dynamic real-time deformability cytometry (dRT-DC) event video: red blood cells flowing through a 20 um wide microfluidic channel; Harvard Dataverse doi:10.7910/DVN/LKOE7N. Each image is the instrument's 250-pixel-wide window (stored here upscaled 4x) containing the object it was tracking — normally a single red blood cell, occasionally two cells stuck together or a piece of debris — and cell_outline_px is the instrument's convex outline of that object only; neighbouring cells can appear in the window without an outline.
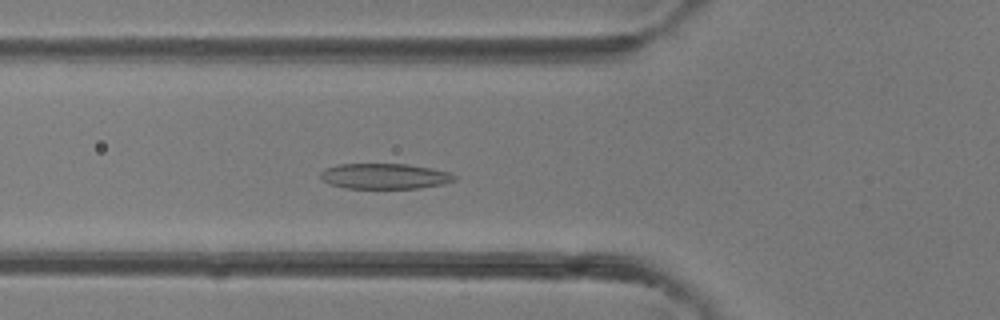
{"species": "common noctule bat (a hibernating species)", "species_latin": "Nyctalus noctula", "temperature_condition": "room temperature", "stored_images_in_passage": 39, "camera_frame_rate_fps": 3000, "um_per_image_px": 0.085, "animal": {"sex": "female"}, "frame": {"image": 1, "passage_image": 14, "time_ms": 4.333, "image_size_px": [1000, 320], "cell_outline_px": [[456, 180], [444, 184], [420, 188], [344, 188], [328, 184], [320, 180], [320, 172], [324, 168], [340, 164], [408, 164], [448, 172], [456, 176]], "centroid_in_image_um": [32.64, 14.98], "position_along_channel_um": 93.2, "area_um2": 20.0}}
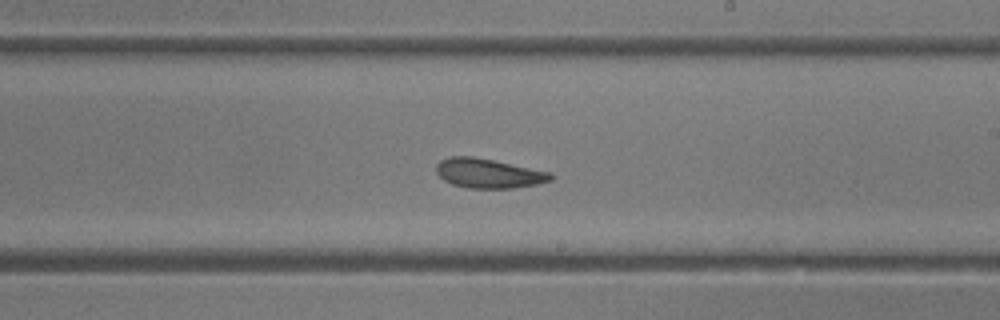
{"frame": {"image": 2, "passage_image": 23, "time_ms": 7.333, "image_size_px": [1000, 320], "cell_outline_px": [[552, 180], [536, 184], [512, 188], [468, 188], [452, 184], [444, 180], [436, 172], [436, 164], [440, 160], [448, 156], [472, 156], [552, 172]], "centroid_in_image_um": [41.5, 14.73], "position_along_channel_um": 247.5, "area_um2": 19.59}}
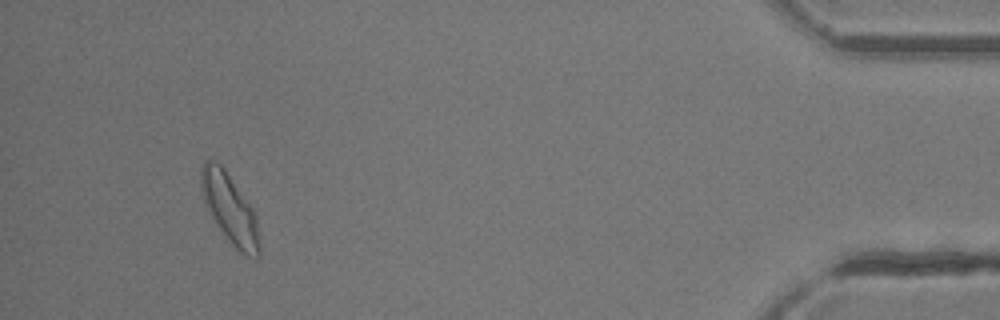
{"frame": {"image": 3, "passage_image": 37, "time_ms": 12.0, "image_size_px": [1000, 320], "cell_outline_px": [[260, 256], [248, 256], [240, 252], [228, 240], [212, 216], [204, 200], [200, 188], [200, 168], [204, 160], [212, 160], [220, 164], [224, 168], [256, 212], [260, 244]], "centroid_in_image_um": [19.54, 17.71], "position_along_channel_um": 415.7, "area_um2": 23.52}}